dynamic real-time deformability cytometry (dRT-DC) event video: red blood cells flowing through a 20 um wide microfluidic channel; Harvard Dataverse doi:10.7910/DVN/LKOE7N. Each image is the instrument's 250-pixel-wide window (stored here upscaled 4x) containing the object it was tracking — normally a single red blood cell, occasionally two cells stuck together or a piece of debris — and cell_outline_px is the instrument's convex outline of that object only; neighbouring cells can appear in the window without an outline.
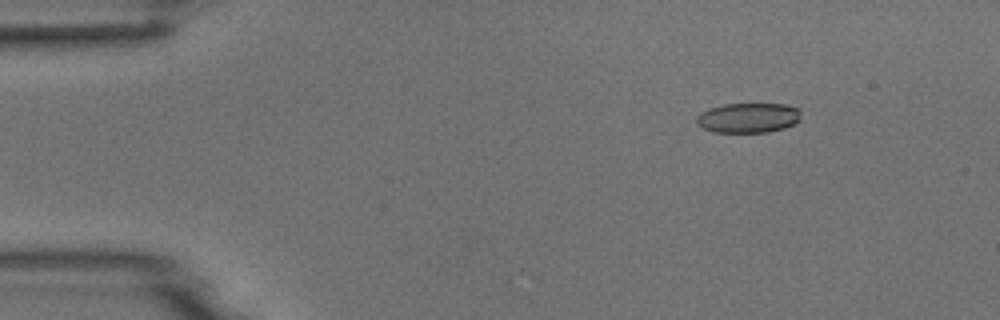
{"species": "common noctule bat (a hibernating species)", "species_latin": "Nyctalus noctula", "temperature_condition": "room temperature", "stored_images_in_passage": 6, "camera_frame_rate_fps": 3000, "um_per_image_px": 0.085, "animal": {"sex": "male", "body_mass_g": 18.8}, "frame": {"image": 1, "passage_image": 1, "time_ms": 0.0, "image_size_px": [1000, 320], "cell_outline_px": [[800, 120], [784, 128], [768, 132], [712, 132], [696, 124], [696, 116], [700, 112], [708, 108], [724, 104], [784, 104], [800, 108]], "centroid_in_image_um": [63.58, 10.01], "position_along_channel_um": 21.4, "area_um2": 18.32}}
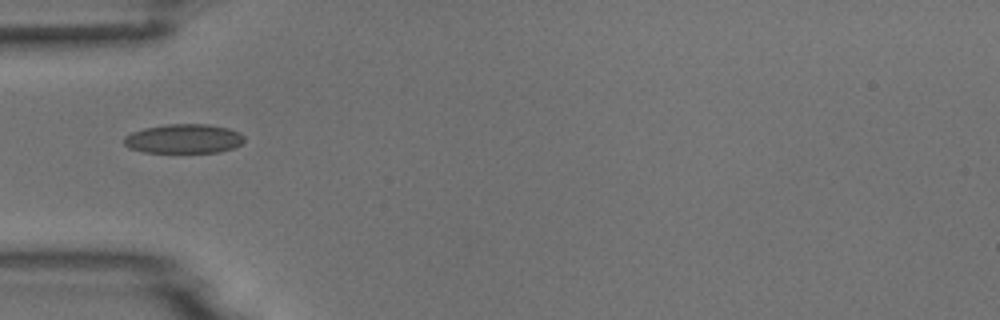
{"frame": {"image": 2, "passage_image": 4, "time_ms": 3.333, "image_size_px": [1000, 320], "cell_outline_px": [[244, 140], [240, 144], [232, 148], [220, 152], [144, 152], [128, 148], [124, 144], [124, 136], [132, 132], [144, 128], [168, 124], [208, 124], [228, 128], [240, 132], [244, 136]], "centroid_in_image_um": [15.61, 11.79], "position_along_channel_um": 69.4, "area_um2": 20.52}}